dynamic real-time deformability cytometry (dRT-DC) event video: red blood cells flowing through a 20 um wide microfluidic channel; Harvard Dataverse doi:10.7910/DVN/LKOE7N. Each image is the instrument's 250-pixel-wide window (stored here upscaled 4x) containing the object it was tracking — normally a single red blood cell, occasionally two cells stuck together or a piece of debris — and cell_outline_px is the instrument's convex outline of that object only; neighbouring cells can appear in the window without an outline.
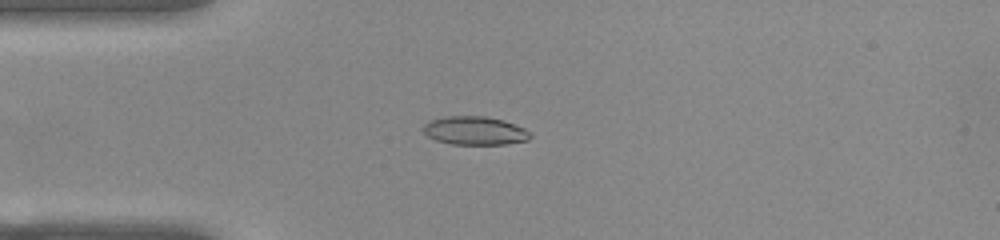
{"species": "common noctule bat (a hibernating species)", "species_latin": "Nyctalus noctula", "temperature_condition": "warm", "stored_images_in_passage": 53, "camera_frame_rate_fps": 3000, "um_per_image_px": 0.085, "animal": {"sex": "female", "body_mass_g": 22.0, "forearm_length_mm": 56.7}, "frame": {"image": 1, "passage_image": 14, "time_ms": 4.333, "image_size_px": [1000, 240], "cell_outline_px": [[532, 136], [528, 140], [504, 144], [452, 144], [436, 140], [428, 136], [424, 132], [424, 124], [428, 120], [444, 116], [484, 116], [504, 120], [524, 128]], "centroid_in_image_um": [40.34, 11.1], "position_along_channel_um": 44.7, "area_um2": 17.69}}
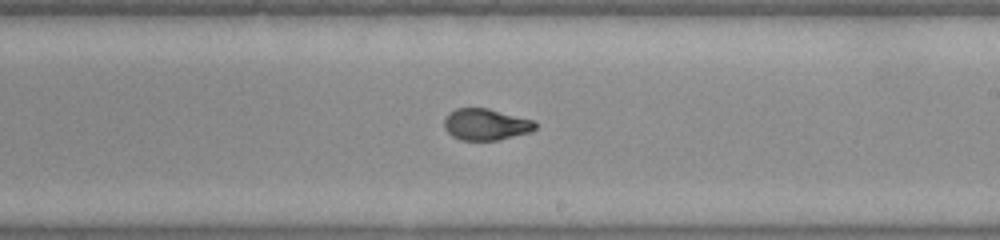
{"frame": {"image": 2, "passage_image": 31, "time_ms": 10.0, "image_size_px": [1000, 240], "cell_outline_px": [[536, 128], [532, 132], [496, 140], [460, 140], [452, 136], [444, 128], [444, 120], [448, 112], [456, 108], [488, 108], [532, 120], [536, 124]], "centroid_in_image_um": [41.27, 10.57], "position_along_channel_um": 247.7, "area_um2": 16.7}}
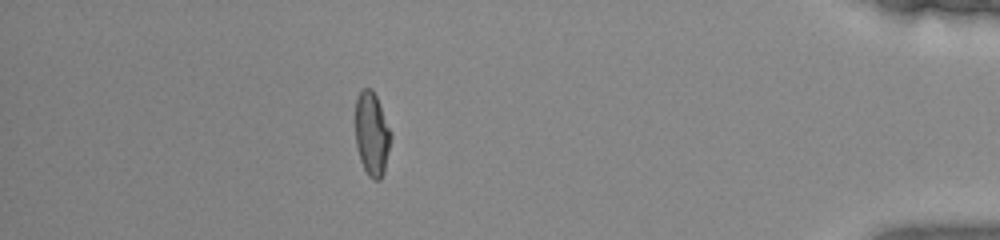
{"frame": {"image": 3, "passage_image": 47, "time_ms": 15.333, "image_size_px": [1000, 240], "cell_outline_px": [[392, 136], [384, 172], [380, 180], [372, 180], [368, 176], [360, 160], [356, 144], [356, 100], [360, 88], [372, 88], [376, 96], [392, 132]], "centroid_in_image_um": [31.62, 11.38], "position_along_channel_um": 403.6, "area_um2": 17.46}, "authors_computed_cell_mechanics": {"area_um2": 17.5712, "velocity_mm_per_s": 3.8675, "shape_relaxation_time_tau1_ms": 5.8186, "shape_relaxation_time_tau2_ms": 1.0408, "deformation_change_tau1": 0.2439, "deformation_change_tau2": 0.0599}}